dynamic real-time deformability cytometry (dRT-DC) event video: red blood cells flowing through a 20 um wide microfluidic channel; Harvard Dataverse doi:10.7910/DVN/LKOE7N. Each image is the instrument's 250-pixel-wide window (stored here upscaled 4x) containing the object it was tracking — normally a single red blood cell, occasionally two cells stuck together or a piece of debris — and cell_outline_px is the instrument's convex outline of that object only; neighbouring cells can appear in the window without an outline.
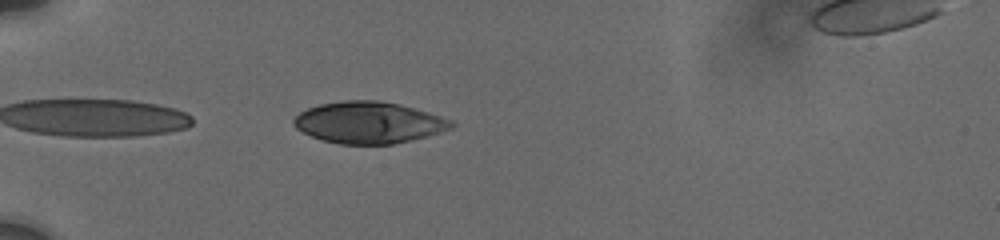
{"species": "human", "species_latin": "Homo sapiens", "temperature_condition": "cold", "stored_images_in_passage": 11, "camera_frame_rate_fps": 3000, "um_per_image_px": 0.085, "donor": {"sex": "male"}, "frame": {"image": 1, "passage_image": 2, "time_ms": 0.667, "image_size_px": [1000, 240], "cell_outline_px": [[456, 124], [452, 128], [428, 136], [412, 140], [392, 144], [340, 144], [324, 140], [312, 136], [296, 128], [292, 124], [292, 120], [300, 112], [308, 108], [320, 104], [344, 100], [380, 100], [400, 104], [440, 116], [452, 120]], "centroid_in_image_um": [31.35, 10.41], "position_along_channel_um": 53.6, "area_um2": 38.15}}
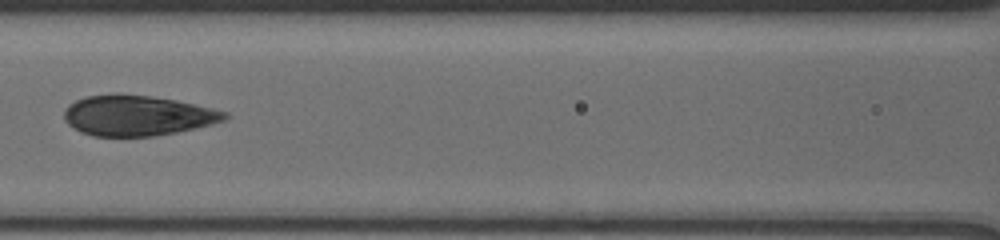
{"frame": {"image": 2, "passage_image": 8, "time_ms": 4.0, "image_size_px": [1000, 240], "cell_outline_px": [[228, 120], [212, 124], [176, 132], [156, 136], [92, 136], [80, 132], [68, 124], [64, 120], [64, 108], [68, 104], [84, 96], [116, 92], [148, 96], [176, 100], [212, 108], [228, 112]], "centroid_in_image_um": [11.64, 9.81], "position_along_channel_um": 155.0, "area_um2": 38.21}}
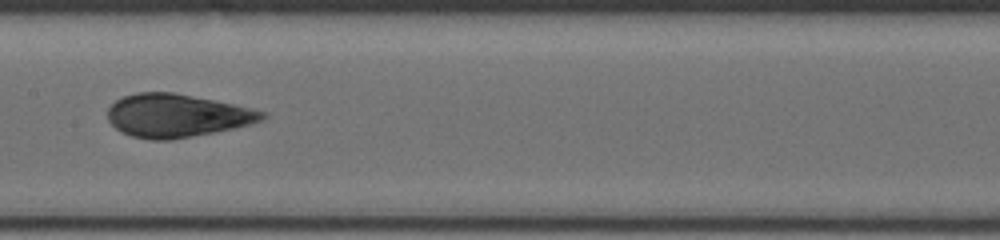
{"frame": {"image": 3, "passage_image": 10, "time_ms": 5.0, "image_size_px": [1000, 240], "cell_outline_px": [[268, 116], [260, 120], [236, 128], [216, 132], [172, 140], [148, 140], [132, 136], [120, 132], [108, 120], [108, 108], [116, 100], [124, 96], [136, 92], [172, 92], [252, 108], [264, 112]], "centroid_in_image_um": [15.0, 9.84], "position_along_channel_um": 192.4, "area_um2": 38.73}}